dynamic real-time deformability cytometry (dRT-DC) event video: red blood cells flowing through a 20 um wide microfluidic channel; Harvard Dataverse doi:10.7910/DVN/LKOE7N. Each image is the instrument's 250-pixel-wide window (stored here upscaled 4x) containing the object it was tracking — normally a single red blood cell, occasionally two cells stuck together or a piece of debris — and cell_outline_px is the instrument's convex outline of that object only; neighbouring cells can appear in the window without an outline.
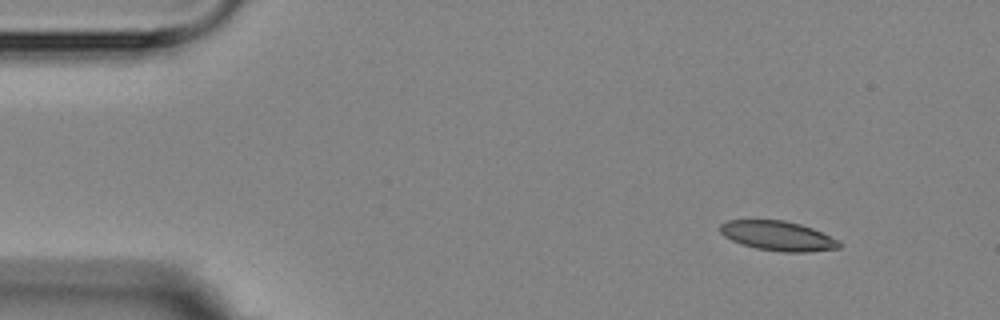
{"species": "Egyptian fruit bat (a non-hibernating species)", "species_latin": "Rousettus aegyptiacus", "temperature_condition": "room temperature", "stored_images_in_passage": 3, "camera_frame_rate_fps": 3000, "um_per_image_px": 0.085, "animal": {"sex": "female"}, "frame": {"image": 1, "passage_image": 1, "time_ms": 0.0, "image_size_px": [1000, 320], "cell_outline_px": [[840, 248], [808, 252], [780, 252], [756, 248], [732, 240], [724, 236], [720, 232], [720, 224], [728, 220], [784, 220], [800, 224], [812, 228], [840, 240]], "centroid_in_image_um": [66.14, 20.05], "position_along_channel_um": 18.9, "area_um2": 20.52}}